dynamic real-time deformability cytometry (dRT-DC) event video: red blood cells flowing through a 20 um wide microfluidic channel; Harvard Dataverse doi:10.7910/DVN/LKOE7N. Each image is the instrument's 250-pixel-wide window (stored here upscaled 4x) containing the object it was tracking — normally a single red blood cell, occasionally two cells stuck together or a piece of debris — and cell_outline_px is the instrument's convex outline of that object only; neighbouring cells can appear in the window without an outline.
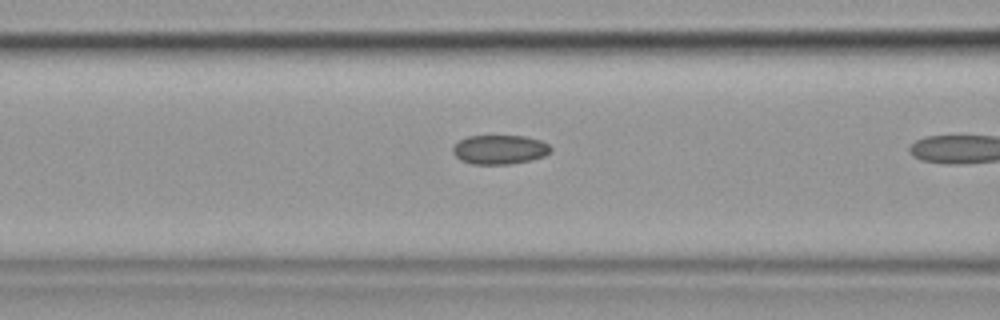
{"species": "common noctule bat (a hibernating species)", "species_latin": "Nyctalus noctula", "temperature_condition": "cold", "stored_images_in_passage": 21, "segment_of_instrument_passage": [2, 2], "camera_frame_rate_fps": 3000, "um_per_image_px": 0.085, "animal": {"sex": "female", "body_mass_g": 19.9}, "frame": {"image": 1, "passage_image": 20, "time_ms": 6.333, "image_size_px": [1000, 320], "cell_outline_px": [[552, 152], [544, 156], [532, 160], [512, 164], [472, 164], [460, 160], [452, 152], [452, 148], [460, 140], [468, 136], [524, 136], [540, 140], [548, 144], [552, 148]], "centroid_in_image_um": [42.5, 12.72], "position_along_channel_um": 124.1, "area_um2": 16.76}}